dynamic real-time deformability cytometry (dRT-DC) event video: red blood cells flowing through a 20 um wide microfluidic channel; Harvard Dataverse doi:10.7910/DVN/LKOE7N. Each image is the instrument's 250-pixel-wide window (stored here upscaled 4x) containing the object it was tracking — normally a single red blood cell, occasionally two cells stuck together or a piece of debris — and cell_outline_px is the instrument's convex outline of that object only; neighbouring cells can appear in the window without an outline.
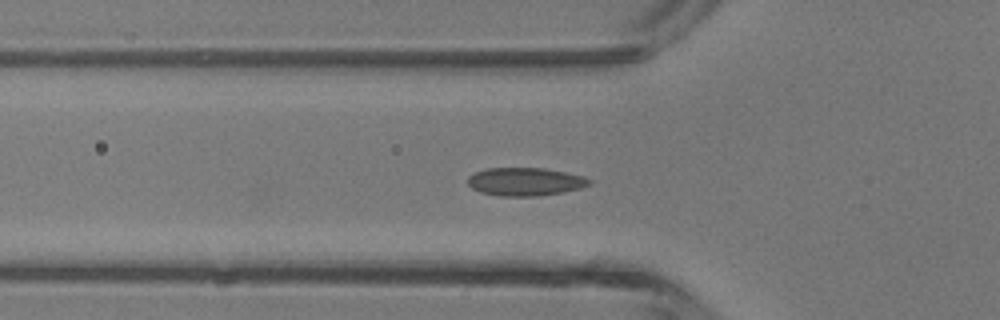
{"species": "common noctule bat (a hibernating species)", "species_latin": "Nyctalus noctula", "temperature_condition": "room temperature", "stored_images_in_passage": 4, "camera_frame_rate_fps": 3000, "um_per_image_px": 0.085, "animal": {"sex": "male", "body_mass_g": 13.3}, "frame": {"image": 1, "passage_image": 4, "time_ms": 4.333, "image_size_px": [1000, 320], "cell_outline_px": [[592, 184], [580, 188], [560, 192], [536, 196], [496, 196], [480, 192], [472, 188], [468, 184], [468, 176], [472, 172], [488, 168], [544, 168], [584, 176], [592, 180]], "centroid_in_image_um": [44.61, 15.44], "position_along_channel_um": 81.2, "area_um2": 20.0}}